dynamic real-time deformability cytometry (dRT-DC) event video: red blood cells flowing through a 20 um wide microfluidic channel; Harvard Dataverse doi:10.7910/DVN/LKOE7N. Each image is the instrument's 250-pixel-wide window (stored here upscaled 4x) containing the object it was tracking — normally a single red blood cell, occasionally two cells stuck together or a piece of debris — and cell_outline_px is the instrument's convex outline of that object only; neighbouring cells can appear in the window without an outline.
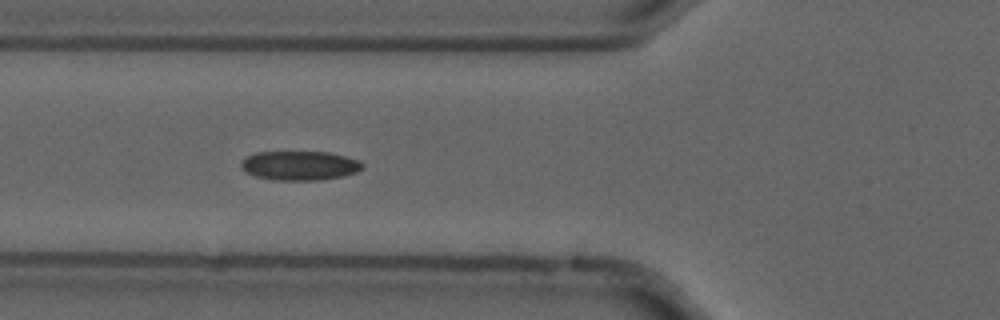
{"species": "common noctule bat (a hibernating species)", "species_latin": "Nyctalus noctula", "temperature_condition": "cold", "stored_images_in_passage": 40, "camera_frame_rate_fps": 3000, "um_per_image_px": 0.085, "animal": {"sex": "male", "forearm_length_mm": 52.5}, "frame": {"image": 1, "passage_image": 5, "time_ms": 1.333, "image_size_px": [1000, 320], "cell_outline_px": [[364, 168], [356, 172], [344, 176], [324, 180], [272, 180], [256, 176], [244, 172], [240, 168], [240, 164], [248, 156], [256, 152], [328, 152], [360, 160], [364, 164]], "centroid_in_image_um": [25.49, 14.08], "position_along_channel_um": 100.3, "area_um2": 20.87}}
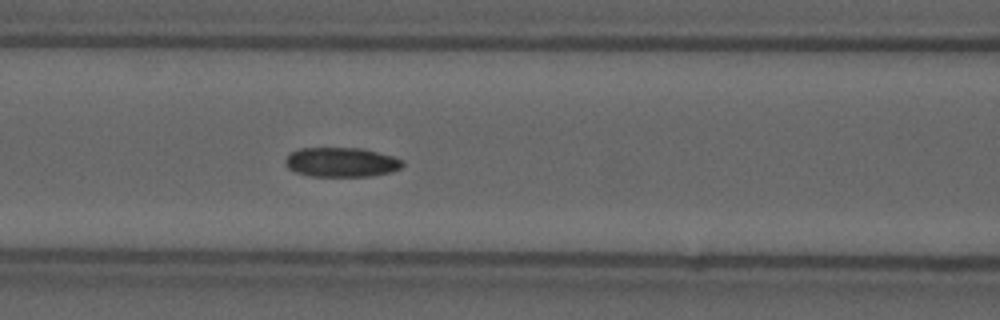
{"frame": {"image": 2, "passage_image": 8, "time_ms": 2.333, "image_size_px": [1000, 320], "cell_outline_px": [[404, 164], [400, 168], [392, 172], [372, 176], [312, 176], [296, 172], [288, 168], [284, 164], [284, 160], [292, 152], [300, 148], [364, 148], [392, 156], [404, 160]], "centroid_in_image_um": [29.04, 13.78], "position_along_channel_um": 137.6, "area_um2": 20.23}}
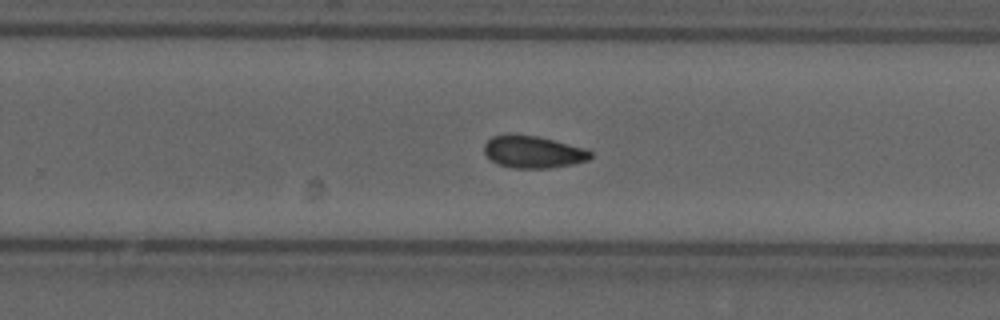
{"frame": {"image": 3, "passage_image": 20, "time_ms": 6.333, "image_size_px": [1000, 320], "cell_outline_px": [[592, 156], [588, 160], [572, 164], [552, 168], [512, 168], [496, 164], [484, 152], [484, 144], [492, 136], [508, 132], [512, 132], [536, 136], [584, 148], [592, 152]], "centroid_in_image_um": [45.26, 12.9], "position_along_channel_um": 284.5, "area_um2": 20.17}, "authors_computed_cell_mechanics": {"area_um2": 19.9988, "velocity_mm_per_s": 3.6865, "shape_relaxation_time_tau1_ms": null, "shape_relaxation_time_tau2_ms": 8.9297, "deformation_change_tau1": null, "deformation_change_tau2": 0.1273}}